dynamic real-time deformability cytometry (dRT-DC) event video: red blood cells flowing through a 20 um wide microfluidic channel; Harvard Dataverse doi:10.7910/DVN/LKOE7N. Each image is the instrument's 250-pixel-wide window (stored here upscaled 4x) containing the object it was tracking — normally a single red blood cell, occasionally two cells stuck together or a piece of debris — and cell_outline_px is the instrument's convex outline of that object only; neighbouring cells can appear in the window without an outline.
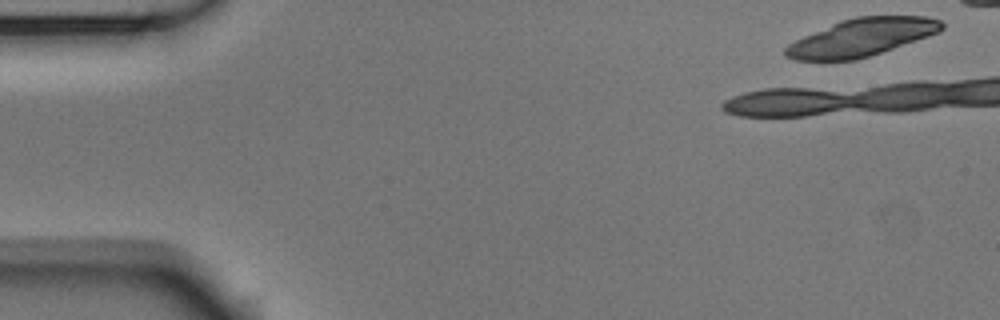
{"species": "Egyptian fruit bat (a non-hibernating species)", "species_latin": "Rousettus aegyptiacus", "temperature_condition": "room temperature", "stored_images_in_passage": 10, "camera_frame_rate_fps": 3000, "um_per_image_px": 0.085, "animal": {"sex": "male"}, "frame": {"image": 1, "passage_image": 1, "time_ms": 0.0, "image_size_px": [1000, 320], "cell_outline_px": [[944, 28], [940, 32], [856, 60], [796, 60], [788, 56], [784, 52], [784, 48], [788, 44], [804, 36], [840, 20], [856, 16], [928, 16], [940, 20], [944, 24]], "centroid_in_image_um": [73.25, 3.16], "position_along_channel_um": 11.7, "area_um2": 33.87}}